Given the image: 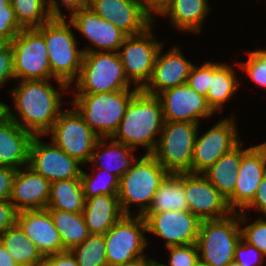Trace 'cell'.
<instances>
[{"mask_svg": "<svg viewBox=\"0 0 266 266\" xmlns=\"http://www.w3.org/2000/svg\"><path fill=\"white\" fill-rule=\"evenodd\" d=\"M49 80H20L10 91L21 119L13 114L10 106L8 117L34 136H46L61 112V90L51 86Z\"/></svg>", "mask_w": 266, "mask_h": 266, "instance_id": "cell-1", "label": "cell"}, {"mask_svg": "<svg viewBox=\"0 0 266 266\" xmlns=\"http://www.w3.org/2000/svg\"><path fill=\"white\" fill-rule=\"evenodd\" d=\"M164 123L160 99L140 90L129 102L112 138L135 149L136 146L147 147V153H152L158 142L156 134L160 136Z\"/></svg>", "mask_w": 266, "mask_h": 266, "instance_id": "cell-2", "label": "cell"}, {"mask_svg": "<svg viewBox=\"0 0 266 266\" xmlns=\"http://www.w3.org/2000/svg\"><path fill=\"white\" fill-rule=\"evenodd\" d=\"M71 25L65 18H52L36 28L44 36L51 73L62 91L78 79L84 54L77 47Z\"/></svg>", "mask_w": 266, "mask_h": 266, "instance_id": "cell-3", "label": "cell"}, {"mask_svg": "<svg viewBox=\"0 0 266 266\" xmlns=\"http://www.w3.org/2000/svg\"><path fill=\"white\" fill-rule=\"evenodd\" d=\"M130 89L99 94H75L73 105L85 123L99 138H112L119 128L126 108L141 90Z\"/></svg>", "mask_w": 266, "mask_h": 266, "instance_id": "cell-4", "label": "cell"}, {"mask_svg": "<svg viewBox=\"0 0 266 266\" xmlns=\"http://www.w3.org/2000/svg\"><path fill=\"white\" fill-rule=\"evenodd\" d=\"M231 215L222 219L201 220L196 246L203 263L228 266L234 261L236 246L242 238L239 221L246 223L247 218L245 212H233Z\"/></svg>", "mask_w": 266, "mask_h": 266, "instance_id": "cell-5", "label": "cell"}, {"mask_svg": "<svg viewBox=\"0 0 266 266\" xmlns=\"http://www.w3.org/2000/svg\"><path fill=\"white\" fill-rule=\"evenodd\" d=\"M168 174L151 153H146L138 161L136 159L132 167L119 180L117 195L123 214L130 215L129 205L135 203L141 206L138 213L143 215Z\"/></svg>", "mask_w": 266, "mask_h": 266, "instance_id": "cell-6", "label": "cell"}, {"mask_svg": "<svg viewBox=\"0 0 266 266\" xmlns=\"http://www.w3.org/2000/svg\"><path fill=\"white\" fill-rule=\"evenodd\" d=\"M75 82L77 94H99L130 88L118 52H85Z\"/></svg>", "mask_w": 266, "mask_h": 266, "instance_id": "cell-7", "label": "cell"}, {"mask_svg": "<svg viewBox=\"0 0 266 266\" xmlns=\"http://www.w3.org/2000/svg\"><path fill=\"white\" fill-rule=\"evenodd\" d=\"M199 124L165 121L155 150V159L171 174L191 173L194 142Z\"/></svg>", "mask_w": 266, "mask_h": 266, "instance_id": "cell-8", "label": "cell"}, {"mask_svg": "<svg viewBox=\"0 0 266 266\" xmlns=\"http://www.w3.org/2000/svg\"><path fill=\"white\" fill-rule=\"evenodd\" d=\"M143 232H147L146 221L142 215L136 217L123 215L114 226L104 234L108 266L130 265L146 259L142 253L148 242Z\"/></svg>", "mask_w": 266, "mask_h": 266, "instance_id": "cell-9", "label": "cell"}, {"mask_svg": "<svg viewBox=\"0 0 266 266\" xmlns=\"http://www.w3.org/2000/svg\"><path fill=\"white\" fill-rule=\"evenodd\" d=\"M16 80H48L51 73L44 36L36 29H22L10 42Z\"/></svg>", "mask_w": 266, "mask_h": 266, "instance_id": "cell-10", "label": "cell"}, {"mask_svg": "<svg viewBox=\"0 0 266 266\" xmlns=\"http://www.w3.org/2000/svg\"><path fill=\"white\" fill-rule=\"evenodd\" d=\"M48 134L52 136L51 141L55 145L81 164L90 162L94 146L99 139L75 108L61 111L54 125L46 133Z\"/></svg>", "mask_w": 266, "mask_h": 266, "instance_id": "cell-11", "label": "cell"}, {"mask_svg": "<svg viewBox=\"0 0 266 266\" xmlns=\"http://www.w3.org/2000/svg\"><path fill=\"white\" fill-rule=\"evenodd\" d=\"M151 29L152 25L140 34L127 36L119 47L121 52L118 51L126 77L139 89L150 80L156 55L162 46L154 39Z\"/></svg>", "mask_w": 266, "mask_h": 266, "instance_id": "cell-12", "label": "cell"}, {"mask_svg": "<svg viewBox=\"0 0 266 266\" xmlns=\"http://www.w3.org/2000/svg\"><path fill=\"white\" fill-rule=\"evenodd\" d=\"M147 232L166 240L165 246L196 244L201 220L189 210L145 212Z\"/></svg>", "mask_w": 266, "mask_h": 266, "instance_id": "cell-13", "label": "cell"}, {"mask_svg": "<svg viewBox=\"0 0 266 266\" xmlns=\"http://www.w3.org/2000/svg\"><path fill=\"white\" fill-rule=\"evenodd\" d=\"M231 118L220 120L202 136L198 132L194 142L191 173H203L225 153L234 148L239 141L237 128Z\"/></svg>", "mask_w": 266, "mask_h": 266, "instance_id": "cell-14", "label": "cell"}, {"mask_svg": "<svg viewBox=\"0 0 266 266\" xmlns=\"http://www.w3.org/2000/svg\"><path fill=\"white\" fill-rule=\"evenodd\" d=\"M39 137L43 135H35L30 144L29 168L51 183L81 177L79 161L70 157L53 142L43 143Z\"/></svg>", "mask_w": 266, "mask_h": 266, "instance_id": "cell-15", "label": "cell"}, {"mask_svg": "<svg viewBox=\"0 0 266 266\" xmlns=\"http://www.w3.org/2000/svg\"><path fill=\"white\" fill-rule=\"evenodd\" d=\"M183 186L189 211L200 220L222 219L233 211L226 198L201 173H183Z\"/></svg>", "mask_w": 266, "mask_h": 266, "instance_id": "cell-16", "label": "cell"}, {"mask_svg": "<svg viewBox=\"0 0 266 266\" xmlns=\"http://www.w3.org/2000/svg\"><path fill=\"white\" fill-rule=\"evenodd\" d=\"M157 97L160 99L165 121L200 124V119L214 114L206 97L198 94L187 83L164 90Z\"/></svg>", "mask_w": 266, "mask_h": 266, "instance_id": "cell-17", "label": "cell"}, {"mask_svg": "<svg viewBox=\"0 0 266 266\" xmlns=\"http://www.w3.org/2000/svg\"><path fill=\"white\" fill-rule=\"evenodd\" d=\"M88 7L127 36L142 33L155 21L137 0H89Z\"/></svg>", "mask_w": 266, "mask_h": 266, "instance_id": "cell-18", "label": "cell"}, {"mask_svg": "<svg viewBox=\"0 0 266 266\" xmlns=\"http://www.w3.org/2000/svg\"><path fill=\"white\" fill-rule=\"evenodd\" d=\"M69 21L72 26L79 32H81L92 45H96L98 50L93 48L82 49L85 52H118L119 47L123 44L127 35L118 29L112 22L106 21L97 14H95L91 8L84 7L69 16Z\"/></svg>", "mask_w": 266, "mask_h": 266, "instance_id": "cell-19", "label": "cell"}, {"mask_svg": "<svg viewBox=\"0 0 266 266\" xmlns=\"http://www.w3.org/2000/svg\"><path fill=\"white\" fill-rule=\"evenodd\" d=\"M162 47L155 58L150 80L141 89L144 93L157 96L164 90L187 83L191 68L194 64L188 61L174 46L165 55H161Z\"/></svg>", "mask_w": 266, "mask_h": 266, "instance_id": "cell-20", "label": "cell"}, {"mask_svg": "<svg viewBox=\"0 0 266 266\" xmlns=\"http://www.w3.org/2000/svg\"><path fill=\"white\" fill-rule=\"evenodd\" d=\"M265 174L266 160L263 152L256 145L250 147L242 156L234 192L226 199L233 212L242 211L253 200Z\"/></svg>", "mask_w": 266, "mask_h": 266, "instance_id": "cell-21", "label": "cell"}, {"mask_svg": "<svg viewBox=\"0 0 266 266\" xmlns=\"http://www.w3.org/2000/svg\"><path fill=\"white\" fill-rule=\"evenodd\" d=\"M16 224L37 246L43 257L65 251L60 234L47 209L20 211Z\"/></svg>", "mask_w": 266, "mask_h": 266, "instance_id": "cell-22", "label": "cell"}, {"mask_svg": "<svg viewBox=\"0 0 266 266\" xmlns=\"http://www.w3.org/2000/svg\"><path fill=\"white\" fill-rule=\"evenodd\" d=\"M51 182L26 166L16 171L10 201L18 212L46 209Z\"/></svg>", "mask_w": 266, "mask_h": 266, "instance_id": "cell-23", "label": "cell"}, {"mask_svg": "<svg viewBox=\"0 0 266 266\" xmlns=\"http://www.w3.org/2000/svg\"><path fill=\"white\" fill-rule=\"evenodd\" d=\"M34 135L7 117L0 123V166L18 170L29 163L30 144Z\"/></svg>", "mask_w": 266, "mask_h": 266, "instance_id": "cell-24", "label": "cell"}, {"mask_svg": "<svg viewBox=\"0 0 266 266\" xmlns=\"http://www.w3.org/2000/svg\"><path fill=\"white\" fill-rule=\"evenodd\" d=\"M90 234H105L124 215L118 195L101 194L85 201L82 212Z\"/></svg>", "mask_w": 266, "mask_h": 266, "instance_id": "cell-25", "label": "cell"}, {"mask_svg": "<svg viewBox=\"0 0 266 266\" xmlns=\"http://www.w3.org/2000/svg\"><path fill=\"white\" fill-rule=\"evenodd\" d=\"M110 140V144H107L106 138H99L97 140L90 163H96L95 165H98L99 170L110 172L120 179L132 167V164L136 160L135 156H133V150L136 149L118 142L113 138H110ZM103 146L105 150H100ZM97 149L99 150L97 151ZM100 160L101 163L99 164ZM106 163L108 166H106Z\"/></svg>", "mask_w": 266, "mask_h": 266, "instance_id": "cell-26", "label": "cell"}, {"mask_svg": "<svg viewBox=\"0 0 266 266\" xmlns=\"http://www.w3.org/2000/svg\"><path fill=\"white\" fill-rule=\"evenodd\" d=\"M241 148L239 142L202 173L226 199L234 192L242 156L250 149Z\"/></svg>", "mask_w": 266, "mask_h": 266, "instance_id": "cell-27", "label": "cell"}, {"mask_svg": "<svg viewBox=\"0 0 266 266\" xmlns=\"http://www.w3.org/2000/svg\"><path fill=\"white\" fill-rule=\"evenodd\" d=\"M207 0H170L160 13L168 15L178 30L200 33L201 24L210 11Z\"/></svg>", "mask_w": 266, "mask_h": 266, "instance_id": "cell-28", "label": "cell"}, {"mask_svg": "<svg viewBox=\"0 0 266 266\" xmlns=\"http://www.w3.org/2000/svg\"><path fill=\"white\" fill-rule=\"evenodd\" d=\"M233 67L223 63L210 62V85L206 96L208 106L219 111L240 87Z\"/></svg>", "mask_w": 266, "mask_h": 266, "instance_id": "cell-29", "label": "cell"}, {"mask_svg": "<svg viewBox=\"0 0 266 266\" xmlns=\"http://www.w3.org/2000/svg\"><path fill=\"white\" fill-rule=\"evenodd\" d=\"M85 201L80 178L56 181L50 184V195L46 209L82 213Z\"/></svg>", "mask_w": 266, "mask_h": 266, "instance_id": "cell-30", "label": "cell"}, {"mask_svg": "<svg viewBox=\"0 0 266 266\" xmlns=\"http://www.w3.org/2000/svg\"><path fill=\"white\" fill-rule=\"evenodd\" d=\"M170 210H189L183 186V173H169L154 194L146 212H164Z\"/></svg>", "mask_w": 266, "mask_h": 266, "instance_id": "cell-31", "label": "cell"}, {"mask_svg": "<svg viewBox=\"0 0 266 266\" xmlns=\"http://www.w3.org/2000/svg\"><path fill=\"white\" fill-rule=\"evenodd\" d=\"M47 210L52 217L55 228L60 234L64 250L70 251L89 237L90 233L82 213L56 209Z\"/></svg>", "mask_w": 266, "mask_h": 266, "instance_id": "cell-32", "label": "cell"}, {"mask_svg": "<svg viewBox=\"0 0 266 266\" xmlns=\"http://www.w3.org/2000/svg\"><path fill=\"white\" fill-rule=\"evenodd\" d=\"M0 242L18 266H34L44 258L17 224L0 235Z\"/></svg>", "mask_w": 266, "mask_h": 266, "instance_id": "cell-33", "label": "cell"}, {"mask_svg": "<svg viewBox=\"0 0 266 266\" xmlns=\"http://www.w3.org/2000/svg\"><path fill=\"white\" fill-rule=\"evenodd\" d=\"M10 3L23 29L38 28L53 18L45 0H10Z\"/></svg>", "mask_w": 266, "mask_h": 266, "instance_id": "cell-34", "label": "cell"}, {"mask_svg": "<svg viewBox=\"0 0 266 266\" xmlns=\"http://www.w3.org/2000/svg\"><path fill=\"white\" fill-rule=\"evenodd\" d=\"M70 251L78 266H108L104 234H90L85 241Z\"/></svg>", "mask_w": 266, "mask_h": 266, "instance_id": "cell-35", "label": "cell"}, {"mask_svg": "<svg viewBox=\"0 0 266 266\" xmlns=\"http://www.w3.org/2000/svg\"><path fill=\"white\" fill-rule=\"evenodd\" d=\"M106 174H108L110 179H108V181H106L107 179L106 180L102 179L101 180L102 183H101L100 181L101 178L99 179L100 175L90 176L89 174L85 173L82 170L80 179L82 182L85 199L91 198L97 195H101V194H106V195H117L118 194L120 179L116 175L110 172H107ZM96 177L98 178V181L95 180Z\"/></svg>", "mask_w": 266, "mask_h": 266, "instance_id": "cell-36", "label": "cell"}, {"mask_svg": "<svg viewBox=\"0 0 266 266\" xmlns=\"http://www.w3.org/2000/svg\"><path fill=\"white\" fill-rule=\"evenodd\" d=\"M249 58L239 66L260 87L266 88V49L248 52Z\"/></svg>", "mask_w": 266, "mask_h": 266, "instance_id": "cell-37", "label": "cell"}, {"mask_svg": "<svg viewBox=\"0 0 266 266\" xmlns=\"http://www.w3.org/2000/svg\"><path fill=\"white\" fill-rule=\"evenodd\" d=\"M22 29L16 20L10 0H0V39L10 43Z\"/></svg>", "mask_w": 266, "mask_h": 266, "instance_id": "cell-38", "label": "cell"}, {"mask_svg": "<svg viewBox=\"0 0 266 266\" xmlns=\"http://www.w3.org/2000/svg\"><path fill=\"white\" fill-rule=\"evenodd\" d=\"M170 251L169 265L159 266H195L200 260L196 244L166 247Z\"/></svg>", "mask_w": 266, "mask_h": 266, "instance_id": "cell-39", "label": "cell"}, {"mask_svg": "<svg viewBox=\"0 0 266 266\" xmlns=\"http://www.w3.org/2000/svg\"><path fill=\"white\" fill-rule=\"evenodd\" d=\"M241 226L242 239L248 244L255 246L266 257V220L262 217L246 227Z\"/></svg>", "mask_w": 266, "mask_h": 266, "instance_id": "cell-40", "label": "cell"}, {"mask_svg": "<svg viewBox=\"0 0 266 266\" xmlns=\"http://www.w3.org/2000/svg\"><path fill=\"white\" fill-rule=\"evenodd\" d=\"M265 256L255 246L245 242L242 238L235 249L234 261L241 266H262Z\"/></svg>", "mask_w": 266, "mask_h": 266, "instance_id": "cell-41", "label": "cell"}, {"mask_svg": "<svg viewBox=\"0 0 266 266\" xmlns=\"http://www.w3.org/2000/svg\"><path fill=\"white\" fill-rule=\"evenodd\" d=\"M187 84L198 94L206 97L210 85V62H205L200 67L193 65Z\"/></svg>", "mask_w": 266, "mask_h": 266, "instance_id": "cell-42", "label": "cell"}, {"mask_svg": "<svg viewBox=\"0 0 266 266\" xmlns=\"http://www.w3.org/2000/svg\"><path fill=\"white\" fill-rule=\"evenodd\" d=\"M15 79L13 65V50L10 43H5L0 47V86Z\"/></svg>", "mask_w": 266, "mask_h": 266, "instance_id": "cell-43", "label": "cell"}, {"mask_svg": "<svg viewBox=\"0 0 266 266\" xmlns=\"http://www.w3.org/2000/svg\"><path fill=\"white\" fill-rule=\"evenodd\" d=\"M47 8L53 18H64L59 5H64L69 10L70 15L77 10L87 7L89 0H61L60 4L56 0H45Z\"/></svg>", "mask_w": 266, "mask_h": 266, "instance_id": "cell-44", "label": "cell"}, {"mask_svg": "<svg viewBox=\"0 0 266 266\" xmlns=\"http://www.w3.org/2000/svg\"><path fill=\"white\" fill-rule=\"evenodd\" d=\"M17 215L18 211L9 199L0 200V235L16 225Z\"/></svg>", "mask_w": 266, "mask_h": 266, "instance_id": "cell-45", "label": "cell"}, {"mask_svg": "<svg viewBox=\"0 0 266 266\" xmlns=\"http://www.w3.org/2000/svg\"><path fill=\"white\" fill-rule=\"evenodd\" d=\"M16 169L0 166V200L10 199Z\"/></svg>", "mask_w": 266, "mask_h": 266, "instance_id": "cell-46", "label": "cell"}, {"mask_svg": "<svg viewBox=\"0 0 266 266\" xmlns=\"http://www.w3.org/2000/svg\"><path fill=\"white\" fill-rule=\"evenodd\" d=\"M247 208L260 210L266 217V174L258 185L253 200L241 212H246Z\"/></svg>", "mask_w": 266, "mask_h": 266, "instance_id": "cell-47", "label": "cell"}, {"mask_svg": "<svg viewBox=\"0 0 266 266\" xmlns=\"http://www.w3.org/2000/svg\"><path fill=\"white\" fill-rule=\"evenodd\" d=\"M53 266H78L71 251L65 250L46 257Z\"/></svg>", "mask_w": 266, "mask_h": 266, "instance_id": "cell-48", "label": "cell"}, {"mask_svg": "<svg viewBox=\"0 0 266 266\" xmlns=\"http://www.w3.org/2000/svg\"><path fill=\"white\" fill-rule=\"evenodd\" d=\"M138 3L153 17V13L160 14L170 0H137Z\"/></svg>", "mask_w": 266, "mask_h": 266, "instance_id": "cell-49", "label": "cell"}, {"mask_svg": "<svg viewBox=\"0 0 266 266\" xmlns=\"http://www.w3.org/2000/svg\"><path fill=\"white\" fill-rule=\"evenodd\" d=\"M0 266H18L0 242Z\"/></svg>", "mask_w": 266, "mask_h": 266, "instance_id": "cell-50", "label": "cell"}, {"mask_svg": "<svg viewBox=\"0 0 266 266\" xmlns=\"http://www.w3.org/2000/svg\"><path fill=\"white\" fill-rule=\"evenodd\" d=\"M8 117V105L0 102V123Z\"/></svg>", "mask_w": 266, "mask_h": 266, "instance_id": "cell-51", "label": "cell"}, {"mask_svg": "<svg viewBox=\"0 0 266 266\" xmlns=\"http://www.w3.org/2000/svg\"><path fill=\"white\" fill-rule=\"evenodd\" d=\"M34 266H53V264L46 257H44L41 261L36 263Z\"/></svg>", "mask_w": 266, "mask_h": 266, "instance_id": "cell-52", "label": "cell"}, {"mask_svg": "<svg viewBox=\"0 0 266 266\" xmlns=\"http://www.w3.org/2000/svg\"><path fill=\"white\" fill-rule=\"evenodd\" d=\"M152 261H140L130 265H123V266H149Z\"/></svg>", "mask_w": 266, "mask_h": 266, "instance_id": "cell-53", "label": "cell"}, {"mask_svg": "<svg viewBox=\"0 0 266 266\" xmlns=\"http://www.w3.org/2000/svg\"><path fill=\"white\" fill-rule=\"evenodd\" d=\"M264 154L265 156V160H266V142H264L263 144H259V145H256Z\"/></svg>", "mask_w": 266, "mask_h": 266, "instance_id": "cell-54", "label": "cell"}, {"mask_svg": "<svg viewBox=\"0 0 266 266\" xmlns=\"http://www.w3.org/2000/svg\"><path fill=\"white\" fill-rule=\"evenodd\" d=\"M195 266H209L208 264L206 263H203L201 260H199Z\"/></svg>", "mask_w": 266, "mask_h": 266, "instance_id": "cell-55", "label": "cell"}, {"mask_svg": "<svg viewBox=\"0 0 266 266\" xmlns=\"http://www.w3.org/2000/svg\"><path fill=\"white\" fill-rule=\"evenodd\" d=\"M228 266H241V265L235 261H232Z\"/></svg>", "mask_w": 266, "mask_h": 266, "instance_id": "cell-56", "label": "cell"}, {"mask_svg": "<svg viewBox=\"0 0 266 266\" xmlns=\"http://www.w3.org/2000/svg\"><path fill=\"white\" fill-rule=\"evenodd\" d=\"M149 266H159V264L156 262V260H153Z\"/></svg>", "mask_w": 266, "mask_h": 266, "instance_id": "cell-57", "label": "cell"}, {"mask_svg": "<svg viewBox=\"0 0 266 266\" xmlns=\"http://www.w3.org/2000/svg\"><path fill=\"white\" fill-rule=\"evenodd\" d=\"M4 44L5 42L0 39V47H2Z\"/></svg>", "mask_w": 266, "mask_h": 266, "instance_id": "cell-58", "label": "cell"}]
</instances>
